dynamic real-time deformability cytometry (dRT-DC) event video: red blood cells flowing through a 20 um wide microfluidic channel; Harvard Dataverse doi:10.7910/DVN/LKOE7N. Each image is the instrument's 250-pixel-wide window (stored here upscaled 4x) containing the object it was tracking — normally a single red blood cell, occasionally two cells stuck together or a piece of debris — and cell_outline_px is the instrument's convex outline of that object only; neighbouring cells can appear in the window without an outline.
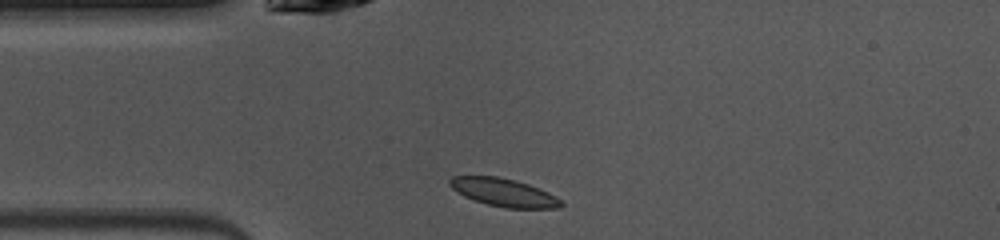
{"species": "common noctule bat (a hibernating species)", "species_latin": "Nyctalus noctula", "temperature_condition": "warm", "stored_images_in_passage": 38, "camera_frame_rate_fps": 3000, "um_per_image_px": 0.085, "animal": {"sex": "female", "body_mass_g": 10.0, "forearm_length_mm": 53.1}, "frame": {"image": 1, "passage_image": 1, "time_ms": 0.0, "image_size_px": [1000, 240], "cell_outline_px": [[564, 204], [560, 208], [504, 208], [488, 204], [464, 196], [452, 188], [448, 184], [448, 180], [452, 176], [496, 176], [516, 180], [528, 184], [548, 192], [556, 196]], "centroid_in_image_um": [42.82, 16.35], "position_along_channel_um": 42.2, "area_um2": 18.09}}
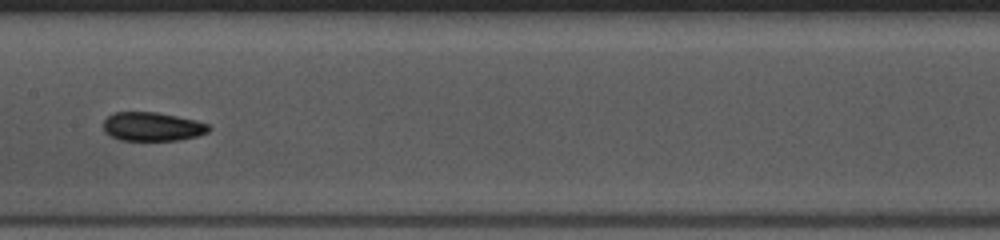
{"frame": {"image": 2, "passage_image": 13, "time_ms": 4.0, "image_size_px": [1000, 240], "cell_outline_px": [[212, 128], [208, 132], [196, 136], [180, 140], [120, 140], [104, 132], [104, 120], [112, 112], [156, 112], [196, 120], [208, 124]], "centroid_in_image_um": [12.95, 10.76], "position_along_channel_um": 194.4, "area_um2": 17.69}}
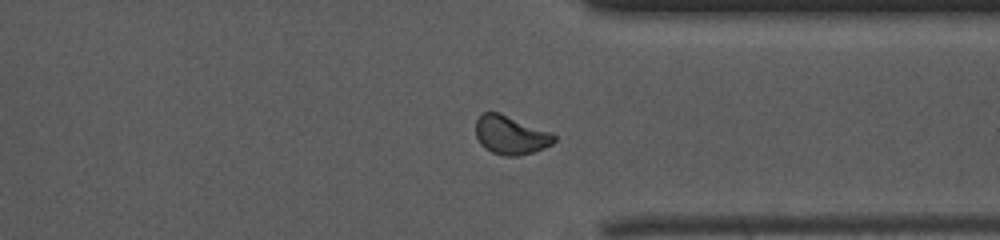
{"frame": {"image": 3, "passage_image": 26, "time_ms": 8.333, "image_size_px": [1000, 240], "cell_outline_px": [[556, 140], [552, 144], [544, 148], [520, 156], [504, 156], [492, 152], [484, 148], [480, 144], [476, 136], [476, 120], [484, 112], [500, 112], [552, 132], [556, 136]], "centroid_in_image_um": [43.42, 11.48], "position_along_channel_um": 368.0, "area_um2": 17.86}, "authors_computed_cell_mechanics": {"area_um2": 17.8602, "velocity_mm_per_s": 4.0595, "shape_relaxation_time_tau1_ms": 10.1825, "shape_relaxation_time_tau2_ms": null, "deformation_change_tau1": 0.1467, "deformation_change_tau2": null}}